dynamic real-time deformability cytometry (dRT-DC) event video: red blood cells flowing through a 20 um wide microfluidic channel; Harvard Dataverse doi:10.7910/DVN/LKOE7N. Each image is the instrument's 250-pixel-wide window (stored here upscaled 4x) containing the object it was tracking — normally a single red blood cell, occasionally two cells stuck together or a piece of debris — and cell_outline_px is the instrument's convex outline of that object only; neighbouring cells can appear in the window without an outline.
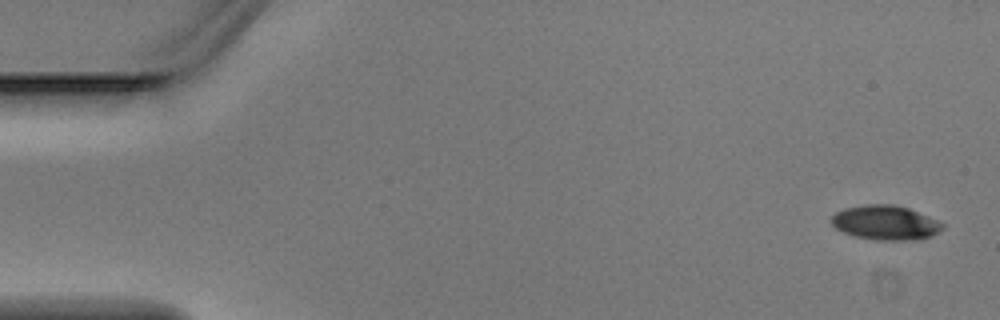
{"species": "Egyptian fruit bat (a non-hibernating species)", "species_latin": "Rousettus aegyptiacus", "temperature_condition": "warm", "stored_images_in_passage": 3, "camera_frame_rate_fps": 3000, "um_per_image_px": 0.085, "animal": {"sex": "male"}, "frame": {"image": 1, "passage_image": 1, "time_ms": 0.0, "image_size_px": [1000, 320], "cell_outline_px": [[944, 228], [932, 236], [920, 240], [876, 240], [852, 236], [836, 228], [832, 224], [832, 216], [836, 212], [844, 208], [864, 204], [892, 204], [908, 208], [928, 216], [944, 224]], "centroid_in_image_um": [75.27, 18.93], "position_along_channel_um": 9.7, "area_um2": 22.43}}
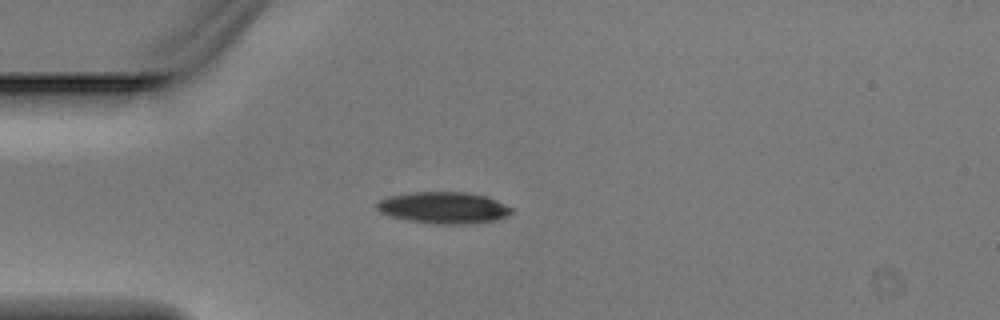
{"frame": {"image": 2, "passage_image": 3, "time_ms": 0.667, "image_size_px": [1000, 320], "cell_outline_px": [[512, 212], [508, 216], [496, 220], [472, 224], [436, 224], [408, 220], [392, 216], [380, 212], [376, 208], [376, 204], [380, 200], [388, 196], [412, 192], [468, 192], [484, 196], [496, 200], [512, 208]], "centroid_in_image_um": [37.72, 17.66], "position_along_channel_um": 47.3, "area_um2": 24.8}}